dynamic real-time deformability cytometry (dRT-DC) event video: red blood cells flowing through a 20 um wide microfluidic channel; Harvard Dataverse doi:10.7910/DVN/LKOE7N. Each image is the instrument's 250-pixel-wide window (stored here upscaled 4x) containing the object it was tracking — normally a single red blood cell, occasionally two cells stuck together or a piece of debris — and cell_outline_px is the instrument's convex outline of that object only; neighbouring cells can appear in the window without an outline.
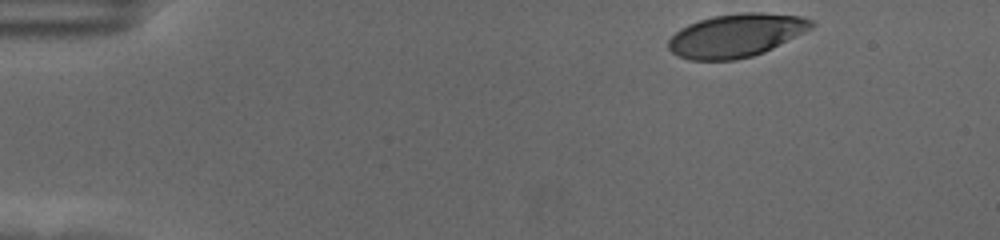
{"species": "human", "species_latin": "Homo sapiens", "temperature_condition": "cold", "stored_images_in_passage": 52, "camera_frame_rate_fps": 3000, "um_per_image_px": 0.085, "donor": {"sex": "female"}, "frame": {"image": 1, "passage_image": 1, "time_ms": 0.0, "image_size_px": [1000, 240], "cell_outline_px": [[816, 24], [812, 28], [764, 52], [752, 56], [736, 60], [688, 60], [672, 52], [668, 48], [668, 40], [680, 28], [688, 24], [712, 16], [740, 12], [764, 12], [800, 16], [812, 20]], "centroid_in_image_um": [62.57, 3.0], "position_along_channel_um": 22.4, "area_um2": 36.07}}
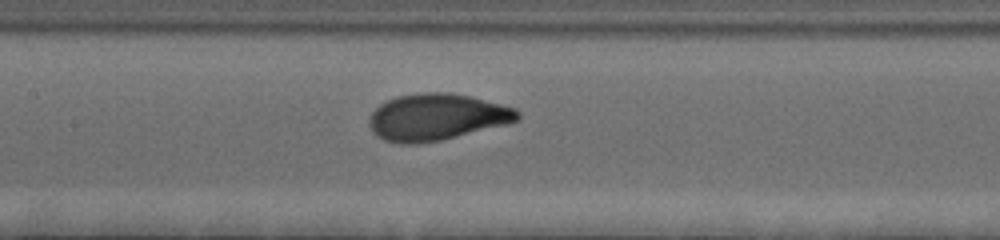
{"frame": {"image": 2, "passage_image": 22, "time_ms": 7.0, "image_size_px": [1000, 240], "cell_outline_px": [[520, 120], [508, 124], [440, 140], [416, 144], [400, 144], [384, 140], [376, 136], [368, 120], [372, 112], [380, 104], [396, 96], [424, 92], [448, 92], [468, 96], [516, 108], [520, 112]], "centroid_in_image_um": [37.12, 9.95], "position_along_channel_um": 170.3, "area_um2": 40.23}}
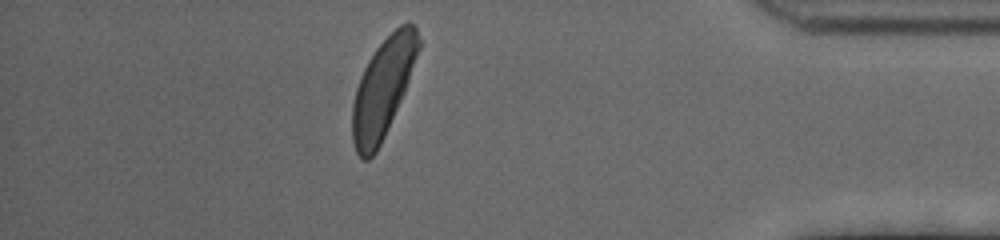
{"frame": {"image": 3, "passage_image": 45, "time_ms": 14.667, "image_size_px": [1000, 240], "cell_outline_px": [[420, 48], [404, 92], [384, 136], [376, 152], [368, 160], [364, 160], [356, 152], [352, 140], [352, 104], [356, 88], [360, 76], [368, 60], [376, 48], [400, 24], [408, 20], [416, 28], [420, 40]], "centroid_in_image_um": [32.53, 7.48], "position_along_channel_um": 402.7, "area_um2": 37.69}, "authors_computed_cell_mechanics": {"area_um2": 37.7723, "velocity_mm_per_s": 3.4928, "shape_relaxation_time_tau1_ms": 3.5245, "shape_relaxation_time_tau2_ms": null, "deformation_change_tau1": 0.1781, "deformation_change_tau2": null}}